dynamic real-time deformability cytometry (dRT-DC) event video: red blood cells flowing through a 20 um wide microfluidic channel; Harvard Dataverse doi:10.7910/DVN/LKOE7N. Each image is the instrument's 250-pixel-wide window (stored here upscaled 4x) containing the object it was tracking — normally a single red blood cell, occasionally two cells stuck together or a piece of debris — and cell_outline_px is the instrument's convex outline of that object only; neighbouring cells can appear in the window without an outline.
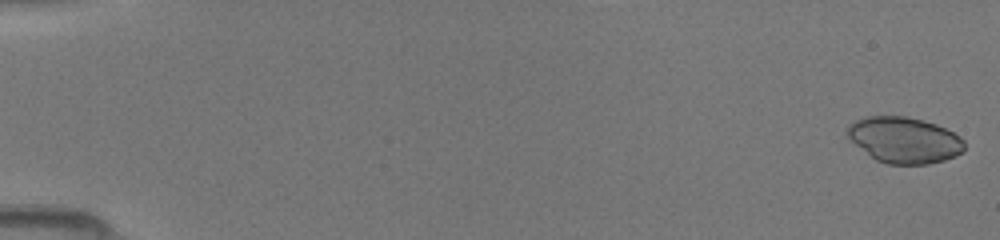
{"species": "common noctule bat (a hibernating species)", "species_latin": "Nyctalus noctula", "temperature_condition": "room temperature", "stored_images_in_passage": 42, "camera_frame_rate_fps": 3000, "um_per_image_px": 0.085, "animal": {"sex": "female", "body_mass_g": 19.5, "forearm_length_mm": 54.1}, "frame": {"image": 1, "passage_image": 1, "time_ms": 0.0, "image_size_px": [1000, 240], "cell_outline_px": [[964, 152], [956, 156], [944, 160], [928, 164], [888, 164], [876, 160], [856, 144], [844, 132], [848, 124], [856, 120], [868, 116], [904, 116], [936, 124], [960, 136], [964, 140]], "centroid_in_image_um": [76.87, 11.9], "position_along_channel_um": 8.1, "area_um2": 31.27}}
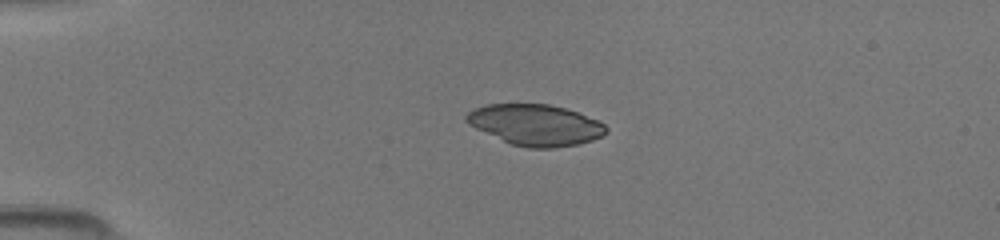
{"frame": {"image": 2, "passage_image": 12, "time_ms": 3.667, "image_size_px": [1000, 240], "cell_outline_px": [[608, 132], [604, 136], [592, 140], [576, 144], [552, 148], [528, 148], [512, 144], [476, 128], [468, 124], [464, 120], [464, 116], [468, 112], [476, 108], [488, 104], [548, 104], [564, 108], [576, 112], [596, 120], [604, 124], [608, 128]], "centroid_in_image_um": [45.52, 10.62], "position_along_channel_um": 39.5, "area_um2": 33.12}}